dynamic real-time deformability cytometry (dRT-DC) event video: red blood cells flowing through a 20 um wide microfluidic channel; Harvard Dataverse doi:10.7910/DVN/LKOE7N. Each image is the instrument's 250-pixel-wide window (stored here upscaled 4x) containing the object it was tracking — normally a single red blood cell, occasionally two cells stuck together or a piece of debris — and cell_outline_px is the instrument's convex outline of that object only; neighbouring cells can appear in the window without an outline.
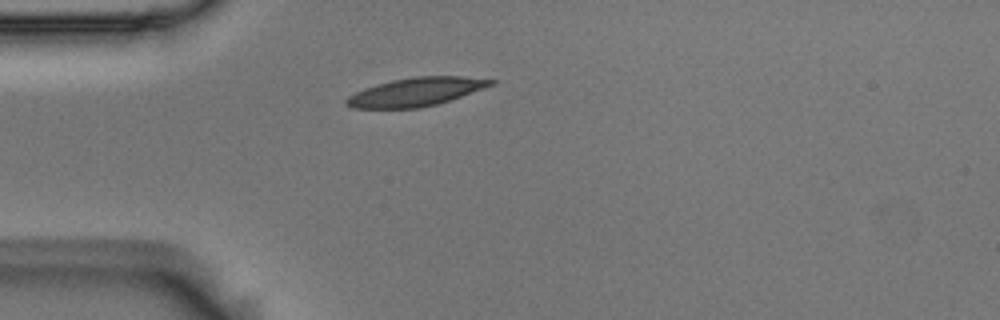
{"species": "Egyptian fruit bat (a non-hibernating species)", "species_latin": "Rousettus aegyptiacus", "temperature_condition": "room temperature", "stored_images_in_passage": 1, "camera_frame_rate_fps": 3000, "um_per_image_px": 0.085, "animal": {"sex": "male"}, "frame": {"image": 1, "passage_image": 1, "time_ms": 0.0, "image_size_px": [1000, 320], "cell_outline_px": [[496, 84], [436, 104], [420, 108], [352, 108], [344, 104], [344, 100], [348, 96], [364, 88], [376, 84], [392, 80], [416, 76], [460, 76], [496, 80]], "centroid_in_image_um": [35.32, 7.81], "position_along_channel_um": 49.7, "area_um2": 23.81}}